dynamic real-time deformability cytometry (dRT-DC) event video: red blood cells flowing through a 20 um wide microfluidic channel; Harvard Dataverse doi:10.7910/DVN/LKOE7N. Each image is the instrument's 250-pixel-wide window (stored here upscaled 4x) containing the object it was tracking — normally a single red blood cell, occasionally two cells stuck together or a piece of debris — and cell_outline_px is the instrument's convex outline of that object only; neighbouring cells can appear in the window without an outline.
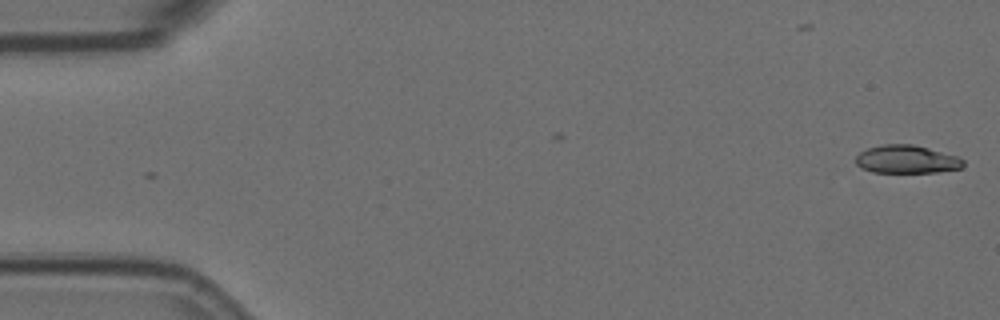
{"species": "Egyptian fruit bat (a non-hibernating species)", "species_latin": "Rousettus aegyptiacus", "temperature_condition": "room temperature", "stored_images_in_passage": 2, "camera_frame_rate_fps": 3000, "um_per_image_px": 0.085, "animal": {"sex": "female"}, "frame": {"image": 1, "passage_image": 2, "time_ms": 0.333, "image_size_px": [1000, 320], "cell_outline_px": [[964, 168], [936, 172], [872, 172], [860, 168], [856, 164], [856, 156], [860, 152], [868, 148], [884, 144], [912, 144], [928, 148], [956, 156], [964, 160]], "centroid_in_image_um": [77.06, 13.55], "position_along_channel_um": 7.9, "area_um2": 17.57}}